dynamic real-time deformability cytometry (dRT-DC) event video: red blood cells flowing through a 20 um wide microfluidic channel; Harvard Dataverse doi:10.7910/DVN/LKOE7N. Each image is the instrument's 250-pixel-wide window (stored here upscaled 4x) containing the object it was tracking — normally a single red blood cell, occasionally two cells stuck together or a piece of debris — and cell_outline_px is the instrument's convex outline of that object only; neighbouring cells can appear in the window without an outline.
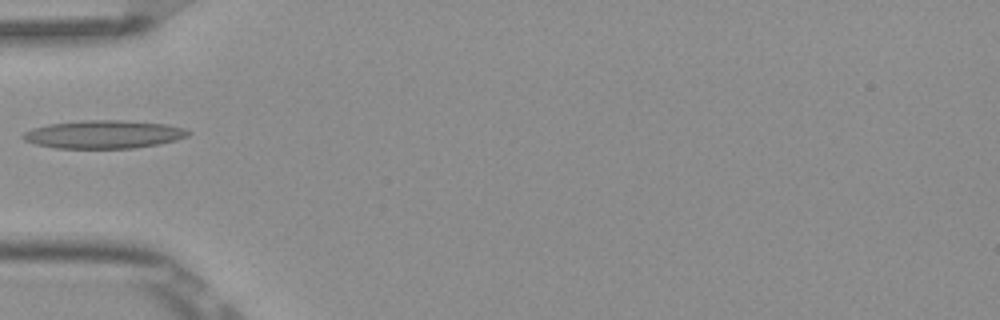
{"species": "Egyptian fruit bat (a non-hibernating species)", "species_latin": "Rousettus aegyptiacus", "temperature_condition": "room temperature", "stored_images_in_passage": 3, "camera_frame_rate_fps": 3000, "um_per_image_px": 0.085, "frame": {"image": 1, "passage_image": 3, "time_ms": 0.667, "image_size_px": [1000, 320], "cell_outline_px": [[192, 132], [188, 136], [176, 140], [160, 144], [132, 148], [56, 148], [36, 144], [24, 140], [20, 136], [24, 132], [32, 128], [48, 124], [84, 120], [120, 120], [168, 124], [184, 128]], "centroid_in_image_um": [8.83, 11.42], "position_along_channel_um": 76.2, "area_um2": 27.17}}